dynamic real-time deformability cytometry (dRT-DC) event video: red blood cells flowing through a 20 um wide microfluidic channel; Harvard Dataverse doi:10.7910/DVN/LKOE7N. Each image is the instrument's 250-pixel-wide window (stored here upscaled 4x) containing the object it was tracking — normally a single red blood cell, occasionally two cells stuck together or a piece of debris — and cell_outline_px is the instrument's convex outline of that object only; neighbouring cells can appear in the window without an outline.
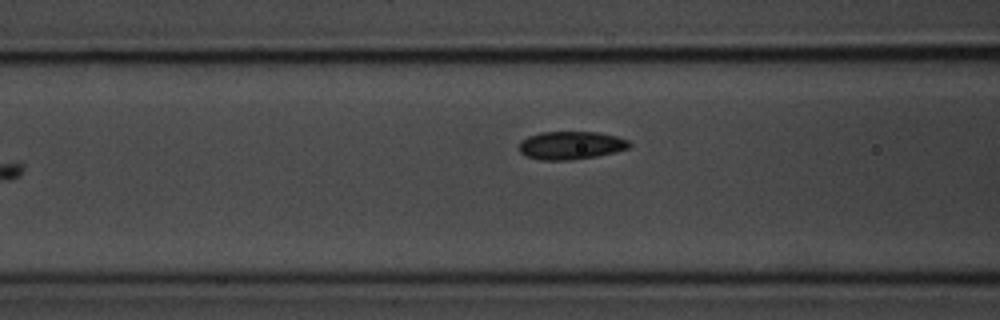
{"species": "common noctule bat (a hibernating species)", "species_latin": "Nyctalus noctula", "temperature_condition": "room temperature", "stored_images_in_passage": 8, "camera_frame_rate_fps": 3000, "um_per_image_px": 0.085, "animal": {"sex": "male", "body_mass_g": 20.1, "forearm_length_mm": 53.5}, "frame": {"image": 1, "passage_image": 7, "time_ms": 8.0, "image_size_px": [1000, 320], "cell_outline_px": [[632, 144], [628, 148], [616, 152], [596, 156], [572, 160], [540, 160], [528, 156], [520, 152], [520, 140], [528, 136], [540, 132], [596, 132], [616, 136], [628, 140]], "centroid_in_image_um": [48.53, 12.35], "position_along_channel_um": 118.1, "area_um2": 18.03}}
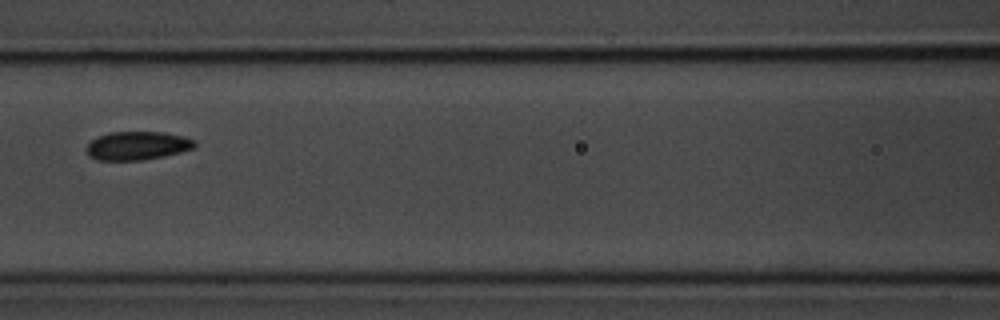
{"frame": {"image": 2, "passage_image": 8, "time_ms": 9.0, "image_size_px": [1000, 320], "cell_outline_px": [[196, 144], [192, 148], [180, 152], [164, 156], [140, 160], [100, 160], [88, 156], [84, 148], [96, 136], [108, 132], [164, 132], [184, 136], [196, 140]], "centroid_in_image_um": [11.64, 12.37], "position_along_channel_um": 155.0, "area_um2": 18.09}}